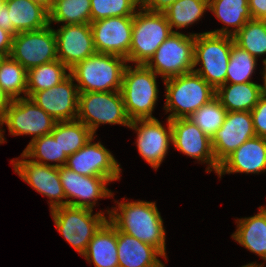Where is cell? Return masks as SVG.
Listing matches in <instances>:
<instances>
[{
	"mask_svg": "<svg viewBox=\"0 0 266 267\" xmlns=\"http://www.w3.org/2000/svg\"><path fill=\"white\" fill-rule=\"evenodd\" d=\"M6 0H0V13L1 9L5 6Z\"/></svg>",
	"mask_w": 266,
	"mask_h": 267,
	"instance_id": "obj_47",
	"label": "cell"
},
{
	"mask_svg": "<svg viewBox=\"0 0 266 267\" xmlns=\"http://www.w3.org/2000/svg\"><path fill=\"white\" fill-rule=\"evenodd\" d=\"M172 32L145 64L163 81L193 71L195 35Z\"/></svg>",
	"mask_w": 266,
	"mask_h": 267,
	"instance_id": "obj_9",
	"label": "cell"
},
{
	"mask_svg": "<svg viewBox=\"0 0 266 267\" xmlns=\"http://www.w3.org/2000/svg\"><path fill=\"white\" fill-rule=\"evenodd\" d=\"M209 11L225 25L221 29L207 31L212 34L233 37L252 19L248 0H209Z\"/></svg>",
	"mask_w": 266,
	"mask_h": 267,
	"instance_id": "obj_25",
	"label": "cell"
},
{
	"mask_svg": "<svg viewBox=\"0 0 266 267\" xmlns=\"http://www.w3.org/2000/svg\"><path fill=\"white\" fill-rule=\"evenodd\" d=\"M57 231L81 256L100 227L108 220L106 212L93 214L88 208L61 206L50 211Z\"/></svg>",
	"mask_w": 266,
	"mask_h": 267,
	"instance_id": "obj_7",
	"label": "cell"
},
{
	"mask_svg": "<svg viewBox=\"0 0 266 267\" xmlns=\"http://www.w3.org/2000/svg\"><path fill=\"white\" fill-rule=\"evenodd\" d=\"M70 74V70L58 59L27 70V97L34 92L56 86Z\"/></svg>",
	"mask_w": 266,
	"mask_h": 267,
	"instance_id": "obj_30",
	"label": "cell"
},
{
	"mask_svg": "<svg viewBox=\"0 0 266 267\" xmlns=\"http://www.w3.org/2000/svg\"><path fill=\"white\" fill-rule=\"evenodd\" d=\"M96 52L127 58L133 29V16L109 17L90 23Z\"/></svg>",
	"mask_w": 266,
	"mask_h": 267,
	"instance_id": "obj_18",
	"label": "cell"
},
{
	"mask_svg": "<svg viewBox=\"0 0 266 267\" xmlns=\"http://www.w3.org/2000/svg\"><path fill=\"white\" fill-rule=\"evenodd\" d=\"M252 19L266 20V0H248Z\"/></svg>",
	"mask_w": 266,
	"mask_h": 267,
	"instance_id": "obj_40",
	"label": "cell"
},
{
	"mask_svg": "<svg viewBox=\"0 0 266 267\" xmlns=\"http://www.w3.org/2000/svg\"><path fill=\"white\" fill-rule=\"evenodd\" d=\"M91 22L109 18L133 16L141 7V0H90Z\"/></svg>",
	"mask_w": 266,
	"mask_h": 267,
	"instance_id": "obj_37",
	"label": "cell"
},
{
	"mask_svg": "<svg viewBox=\"0 0 266 267\" xmlns=\"http://www.w3.org/2000/svg\"><path fill=\"white\" fill-rule=\"evenodd\" d=\"M233 38L238 46L256 59L266 55V20H248Z\"/></svg>",
	"mask_w": 266,
	"mask_h": 267,
	"instance_id": "obj_34",
	"label": "cell"
},
{
	"mask_svg": "<svg viewBox=\"0 0 266 267\" xmlns=\"http://www.w3.org/2000/svg\"><path fill=\"white\" fill-rule=\"evenodd\" d=\"M176 0H141V7L151 12H163Z\"/></svg>",
	"mask_w": 266,
	"mask_h": 267,
	"instance_id": "obj_39",
	"label": "cell"
},
{
	"mask_svg": "<svg viewBox=\"0 0 266 267\" xmlns=\"http://www.w3.org/2000/svg\"><path fill=\"white\" fill-rule=\"evenodd\" d=\"M215 96L228 112L251 111L261 97L260 84L256 82L223 84Z\"/></svg>",
	"mask_w": 266,
	"mask_h": 267,
	"instance_id": "obj_27",
	"label": "cell"
},
{
	"mask_svg": "<svg viewBox=\"0 0 266 267\" xmlns=\"http://www.w3.org/2000/svg\"><path fill=\"white\" fill-rule=\"evenodd\" d=\"M172 33L163 12L140 7L133 15V29L127 63L146 64Z\"/></svg>",
	"mask_w": 266,
	"mask_h": 267,
	"instance_id": "obj_6",
	"label": "cell"
},
{
	"mask_svg": "<svg viewBox=\"0 0 266 267\" xmlns=\"http://www.w3.org/2000/svg\"><path fill=\"white\" fill-rule=\"evenodd\" d=\"M255 136L251 112H227L224 123L211 139L216 162L220 165L240 145Z\"/></svg>",
	"mask_w": 266,
	"mask_h": 267,
	"instance_id": "obj_19",
	"label": "cell"
},
{
	"mask_svg": "<svg viewBox=\"0 0 266 267\" xmlns=\"http://www.w3.org/2000/svg\"><path fill=\"white\" fill-rule=\"evenodd\" d=\"M11 99L3 92L0 86V123L4 120Z\"/></svg>",
	"mask_w": 266,
	"mask_h": 267,
	"instance_id": "obj_43",
	"label": "cell"
},
{
	"mask_svg": "<svg viewBox=\"0 0 266 267\" xmlns=\"http://www.w3.org/2000/svg\"><path fill=\"white\" fill-rule=\"evenodd\" d=\"M57 121L37 106L30 98L11 100L4 120L0 123V144L6 142L4 138L7 126L12 136L29 135L31 140L51 134Z\"/></svg>",
	"mask_w": 266,
	"mask_h": 267,
	"instance_id": "obj_10",
	"label": "cell"
},
{
	"mask_svg": "<svg viewBox=\"0 0 266 267\" xmlns=\"http://www.w3.org/2000/svg\"><path fill=\"white\" fill-rule=\"evenodd\" d=\"M95 137H92L77 152L68 156L65 166L84 176H98L112 182L119 181L122 173L121 165L100 141L93 142Z\"/></svg>",
	"mask_w": 266,
	"mask_h": 267,
	"instance_id": "obj_15",
	"label": "cell"
},
{
	"mask_svg": "<svg viewBox=\"0 0 266 267\" xmlns=\"http://www.w3.org/2000/svg\"><path fill=\"white\" fill-rule=\"evenodd\" d=\"M51 134L67 156L82 148L95 135L78 120L57 122Z\"/></svg>",
	"mask_w": 266,
	"mask_h": 267,
	"instance_id": "obj_31",
	"label": "cell"
},
{
	"mask_svg": "<svg viewBox=\"0 0 266 267\" xmlns=\"http://www.w3.org/2000/svg\"><path fill=\"white\" fill-rule=\"evenodd\" d=\"M118 202L117 206L106 210L108 220L120 231L155 247L167 260L166 230L155 202Z\"/></svg>",
	"mask_w": 266,
	"mask_h": 267,
	"instance_id": "obj_1",
	"label": "cell"
},
{
	"mask_svg": "<svg viewBox=\"0 0 266 267\" xmlns=\"http://www.w3.org/2000/svg\"><path fill=\"white\" fill-rule=\"evenodd\" d=\"M157 77L158 75L144 64L126 65L121 94L130 121L155 118L152 113L159 94Z\"/></svg>",
	"mask_w": 266,
	"mask_h": 267,
	"instance_id": "obj_4",
	"label": "cell"
},
{
	"mask_svg": "<svg viewBox=\"0 0 266 267\" xmlns=\"http://www.w3.org/2000/svg\"><path fill=\"white\" fill-rule=\"evenodd\" d=\"M126 65L124 57L96 52L72 67L70 74L79 92L121 91Z\"/></svg>",
	"mask_w": 266,
	"mask_h": 267,
	"instance_id": "obj_3",
	"label": "cell"
},
{
	"mask_svg": "<svg viewBox=\"0 0 266 267\" xmlns=\"http://www.w3.org/2000/svg\"><path fill=\"white\" fill-rule=\"evenodd\" d=\"M209 10V0H176L163 11L172 32L193 25ZM176 27V31L174 28Z\"/></svg>",
	"mask_w": 266,
	"mask_h": 267,
	"instance_id": "obj_28",
	"label": "cell"
},
{
	"mask_svg": "<svg viewBox=\"0 0 266 267\" xmlns=\"http://www.w3.org/2000/svg\"><path fill=\"white\" fill-rule=\"evenodd\" d=\"M250 112L256 136L266 138V98L261 96Z\"/></svg>",
	"mask_w": 266,
	"mask_h": 267,
	"instance_id": "obj_38",
	"label": "cell"
},
{
	"mask_svg": "<svg viewBox=\"0 0 266 267\" xmlns=\"http://www.w3.org/2000/svg\"><path fill=\"white\" fill-rule=\"evenodd\" d=\"M31 1L41 4L49 11L53 5L54 0H31Z\"/></svg>",
	"mask_w": 266,
	"mask_h": 267,
	"instance_id": "obj_45",
	"label": "cell"
},
{
	"mask_svg": "<svg viewBox=\"0 0 266 267\" xmlns=\"http://www.w3.org/2000/svg\"><path fill=\"white\" fill-rule=\"evenodd\" d=\"M258 210L253 216L237 218L231 237L266 262V206H259Z\"/></svg>",
	"mask_w": 266,
	"mask_h": 267,
	"instance_id": "obj_23",
	"label": "cell"
},
{
	"mask_svg": "<svg viewBox=\"0 0 266 267\" xmlns=\"http://www.w3.org/2000/svg\"><path fill=\"white\" fill-rule=\"evenodd\" d=\"M119 267H160L165 257L153 246L117 229Z\"/></svg>",
	"mask_w": 266,
	"mask_h": 267,
	"instance_id": "obj_22",
	"label": "cell"
},
{
	"mask_svg": "<svg viewBox=\"0 0 266 267\" xmlns=\"http://www.w3.org/2000/svg\"><path fill=\"white\" fill-rule=\"evenodd\" d=\"M59 177L69 206L93 210L99 199L114 197L107 188L112 181L105 177L84 176L66 166L59 167Z\"/></svg>",
	"mask_w": 266,
	"mask_h": 267,
	"instance_id": "obj_14",
	"label": "cell"
},
{
	"mask_svg": "<svg viewBox=\"0 0 266 267\" xmlns=\"http://www.w3.org/2000/svg\"><path fill=\"white\" fill-rule=\"evenodd\" d=\"M233 42L232 36L212 34L207 31L195 35L193 71L215 90L225 84ZM198 65L200 68L195 69Z\"/></svg>",
	"mask_w": 266,
	"mask_h": 267,
	"instance_id": "obj_5",
	"label": "cell"
},
{
	"mask_svg": "<svg viewBox=\"0 0 266 267\" xmlns=\"http://www.w3.org/2000/svg\"><path fill=\"white\" fill-rule=\"evenodd\" d=\"M0 27L11 33L13 36L17 34V32L13 29L12 23H9V12L6 5L1 9Z\"/></svg>",
	"mask_w": 266,
	"mask_h": 267,
	"instance_id": "obj_42",
	"label": "cell"
},
{
	"mask_svg": "<svg viewBox=\"0 0 266 267\" xmlns=\"http://www.w3.org/2000/svg\"><path fill=\"white\" fill-rule=\"evenodd\" d=\"M22 153L33 162L58 168L65 166L68 158L52 134L31 140Z\"/></svg>",
	"mask_w": 266,
	"mask_h": 267,
	"instance_id": "obj_29",
	"label": "cell"
},
{
	"mask_svg": "<svg viewBox=\"0 0 266 267\" xmlns=\"http://www.w3.org/2000/svg\"><path fill=\"white\" fill-rule=\"evenodd\" d=\"M172 125V144L180 153L206 163L205 172L218 173L219 164L216 162L211 139L188 118L170 120Z\"/></svg>",
	"mask_w": 266,
	"mask_h": 267,
	"instance_id": "obj_16",
	"label": "cell"
},
{
	"mask_svg": "<svg viewBox=\"0 0 266 267\" xmlns=\"http://www.w3.org/2000/svg\"><path fill=\"white\" fill-rule=\"evenodd\" d=\"M57 58L69 70L96 53L90 24H66L54 29Z\"/></svg>",
	"mask_w": 266,
	"mask_h": 267,
	"instance_id": "obj_20",
	"label": "cell"
},
{
	"mask_svg": "<svg viewBox=\"0 0 266 267\" xmlns=\"http://www.w3.org/2000/svg\"><path fill=\"white\" fill-rule=\"evenodd\" d=\"M71 74L56 86L34 92L29 98L55 121L77 120L79 91Z\"/></svg>",
	"mask_w": 266,
	"mask_h": 267,
	"instance_id": "obj_17",
	"label": "cell"
},
{
	"mask_svg": "<svg viewBox=\"0 0 266 267\" xmlns=\"http://www.w3.org/2000/svg\"><path fill=\"white\" fill-rule=\"evenodd\" d=\"M263 71L261 72V74L263 75V85L260 84V92H261V96L266 98V58L263 59Z\"/></svg>",
	"mask_w": 266,
	"mask_h": 267,
	"instance_id": "obj_44",
	"label": "cell"
},
{
	"mask_svg": "<svg viewBox=\"0 0 266 267\" xmlns=\"http://www.w3.org/2000/svg\"><path fill=\"white\" fill-rule=\"evenodd\" d=\"M166 119L167 128L156 118L134 120L129 126L137 134L138 153L156 171L172 145V125L170 119Z\"/></svg>",
	"mask_w": 266,
	"mask_h": 267,
	"instance_id": "obj_13",
	"label": "cell"
},
{
	"mask_svg": "<svg viewBox=\"0 0 266 267\" xmlns=\"http://www.w3.org/2000/svg\"><path fill=\"white\" fill-rule=\"evenodd\" d=\"M83 257L95 267H119L117 228L109 220L92 237Z\"/></svg>",
	"mask_w": 266,
	"mask_h": 267,
	"instance_id": "obj_24",
	"label": "cell"
},
{
	"mask_svg": "<svg viewBox=\"0 0 266 267\" xmlns=\"http://www.w3.org/2000/svg\"><path fill=\"white\" fill-rule=\"evenodd\" d=\"M241 267H264V263H257L256 261L255 262H251V263H248L246 265H243Z\"/></svg>",
	"mask_w": 266,
	"mask_h": 267,
	"instance_id": "obj_46",
	"label": "cell"
},
{
	"mask_svg": "<svg viewBox=\"0 0 266 267\" xmlns=\"http://www.w3.org/2000/svg\"><path fill=\"white\" fill-rule=\"evenodd\" d=\"M26 78L27 70L18 61L10 56L0 60V86L11 100L27 97Z\"/></svg>",
	"mask_w": 266,
	"mask_h": 267,
	"instance_id": "obj_33",
	"label": "cell"
},
{
	"mask_svg": "<svg viewBox=\"0 0 266 267\" xmlns=\"http://www.w3.org/2000/svg\"><path fill=\"white\" fill-rule=\"evenodd\" d=\"M13 35L0 27V54L9 56L12 48Z\"/></svg>",
	"mask_w": 266,
	"mask_h": 267,
	"instance_id": "obj_41",
	"label": "cell"
},
{
	"mask_svg": "<svg viewBox=\"0 0 266 267\" xmlns=\"http://www.w3.org/2000/svg\"><path fill=\"white\" fill-rule=\"evenodd\" d=\"M9 23L19 32L34 31L49 25V11L31 0H6Z\"/></svg>",
	"mask_w": 266,
	"mask_h": 267,
	"instance_id": "obj_26",
	"label": "cell"
},
{
	"mask_svg": "<svg viewBox=\"0 0 266 267\" xmlns=\"http://www.w3.org/2000/svg\"><path fill=\"white\" fill-rule=\"evenodd\" d=\"M77 120L96 136L100 124H118L129 128L121 91L79 92Z\"/></svg>",
	"mask_w": 266,
	"mask_h": 267,
	"instance_id": "obj_8",
	"label": "cell"
},
{
	"mask_svg": "<svg viewBox=\"0 0 266 267\" xmlns=\"http://www.w3.org/2000/svg\"><path fill=\"white\" fill-rule=\"evenodd\" d=\"M165 84V114L170 120L188 118L215 97L216 90L195 71L172 77Z\"/></svg>",
	"mask_w": 266,
	"mask_h": 267,
	"instance_id": "obj_2",
	"label": "cell"
},
{
	"mask_svg": "<svg viewBox=\"0 0 266 267\" xmlns=\"http://www.w3.org/2000/svg\"><path fill=\"white\" fill-rule=\"evenodd\" d=\"M227 110L215 96L208 103L192 113L188 119L195 123L210 139L224 123Z\"/></svg>",
	"mask_w": 266,
	"mask_h": 267,
	"instance_id": "obj_36",
	"label": "cell"
},
{
	"mask_svg": "<svg viewBox=\"0 0 266 267\" xmlns=\"http://www.w3.org/2000/svg\"><path fill=\"white\" fill-rule=\"evenodd\" d=\"M51 26L17 33L9 56L26 70L57 60L56 36Z\"/></svg>",
	"mask_w": 266,
	"mask_h": 267,
	"instance_id": "obj_11",
	"label": "cell"
},
{
	"mask_svg": "<svg viewBox=\"0 0 266 267\" xmlns=\"http://www.w3.org/2000/svg\"><path fill=\"white\" fill-rule=\"evenodd\" d=\"M257 60L235 42L232 43L230 59L226 72L227 84L253 82L252 75L257 67Z\"/></svg>",
	"mask_w": 266,
	"mask_h": 267,
	"instance_id": "obj_35",
	"label": "cell"
},
{
	"mask_svg": "<svg viewBox=\"0 0 266 267\" xmlns=\"http://www.w3.org/2000/svg\"><path fill=\"white\" fill-rule=\"evenodd\" d=\"M20 156L11 160L14 172L36 192L49 199L50 211L67 206V200H63L66 196L60 181L59 168L27 160L23 153Z\"/></svg>",
	"mask_w": 266,
	"mask_h": 267,
	"instance_id": "obj_12",
	"label": "cell"
},
{
	"mask_svg": "<svg viewBox=\"0 0 266 267\" xmlns=\"http://www.w3.org/2000/svg\"><path fill=\"white\" fill-rule=\"evenodd\" d=\"M266 172V138L255 136L231 153L219 166L218 177L231 173Z\"/></svg>",
	"mask_w": 266,
	"mask_h": 267,
	"instance_id": "obj_21",
	"label": "cell"
},
{
	"mask_svg": "<svg viewBox=\"0 0 266 267\" xmlns=\"http://www.w3.org/2000/svg\"><path fill=\"white\" fill-rule=\"evenodd\" d=\"M90 0H54L49 10V24H90Z\"/></svg>",
	"mask_w": 266,
	"mask_h": 267,
	"instance_id": "obj_32",
	"label": "cell"
}]
</instances>
